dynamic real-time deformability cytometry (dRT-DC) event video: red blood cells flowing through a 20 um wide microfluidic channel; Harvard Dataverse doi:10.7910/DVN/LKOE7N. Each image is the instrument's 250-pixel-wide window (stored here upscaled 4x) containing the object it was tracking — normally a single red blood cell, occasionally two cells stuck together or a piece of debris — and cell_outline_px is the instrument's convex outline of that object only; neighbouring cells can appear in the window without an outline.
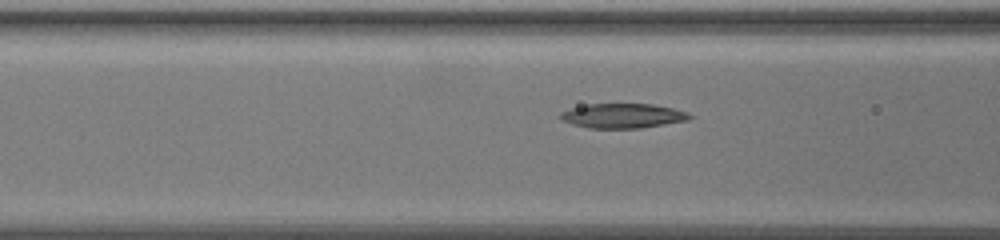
{"species": "common noctule bat (a hibernating species)", "species_latin": "Nyctalus noctula", "temperature_condition": "warm", "stored_images_in_passage": 42, "camera_frame_rate_fps": 3000, "um_per_image_px": 0.085, "animal": {"sex": "female", "body_mass_g": 19.5, "forearm_length_mm": 54.1}, "frame": {"image": 1, "passage_image": 14, "time_ms": 4.333, "image_size_px": [1000, 240], "cell_outline_px": [[692, 116], [688, 120], [640, 128], [588, 128], [572, 124], [560, 120], [556, 116], [560, 112], [572, 108], [588, 104], [652, 104], [672, 108], [688, 112]], "centroid_in_image_um": [52.88, 9.84], "position_along_channel_um": 113.7, "area_um2": 18.55}}
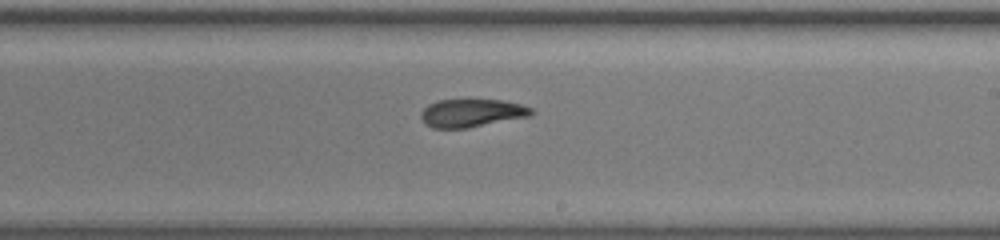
{"frame": {"image": 2, "passage_image": 26, "time_ms": 8.333, "image_size_px": [1000, 240], "cell_outline_px": [[536, 112], [532, 116], [468, 128], [432, 128], [424, 124], [420, 116], [420, 112], [428, 104], [436, 100], [504, 100], [520, 104], [532, 108]], "centroid_in_image_um": [40.1, 9.61], "position_along_channel_um": 248.9, "area_um2": 18.32}}
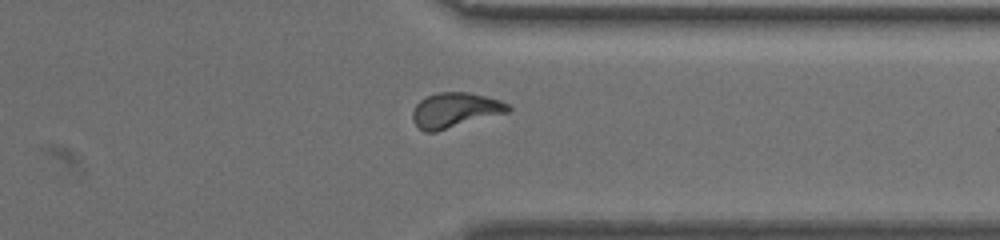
{"frame": {"image": 3, "passage_image": 37, "time_ms": 12.0, "image_size_px": [1000, 240], "cell_outline_px": [[512, 108], [508, 112], [436, 132], [424, 132], [412, 120], [412, 112], [416, 104], [424, 96], [440, 92], [468, 92], [500, 100], [508, 104]], "centroid_in_image_um": [38.66, 9.36], "position_along_channel_um": 372.7, "area_um2": 19.48}}